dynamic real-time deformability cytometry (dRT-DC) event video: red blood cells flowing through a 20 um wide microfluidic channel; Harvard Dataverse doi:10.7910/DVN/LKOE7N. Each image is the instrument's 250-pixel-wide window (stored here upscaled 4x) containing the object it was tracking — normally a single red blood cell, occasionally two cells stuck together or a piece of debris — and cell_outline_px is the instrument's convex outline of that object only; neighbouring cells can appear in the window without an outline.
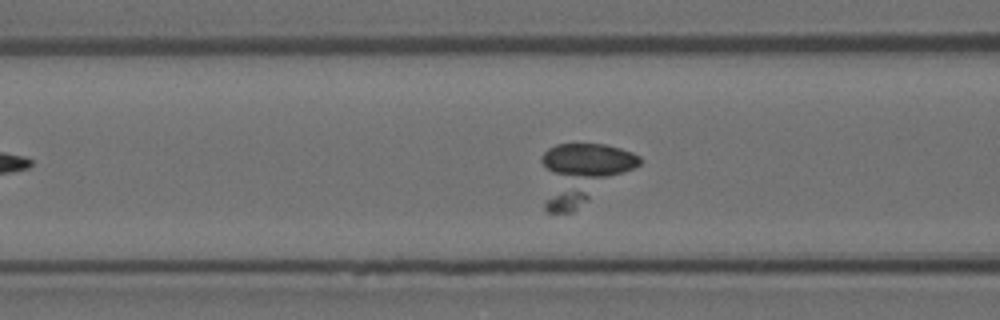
{"species": "Egyptian fruit bat (a non-hibernating species)", "species_latin": "Rousettus aegyptiacus", "temperature_condition": "room temperature", "stored_images_in_passage": 53, "camera_frame_rate_fps": 3000, "um_per_image_px": 0.085, "animal": {"sex": "female"}, "frame": {"image": 1, "passage_image": 15, "time_ms": 4.667, "image_size_px": [1000, 320], "cell_outline_px": [[640, 164], [572, 212], [548, 212], [544, 208], [540, 160], [540, 156], [548, 148], [556, 144], [604, 144], [620, 148], [632, 152], [640, 156]], "centroid_in_image_um": [49.4, 14.71], "position_along_channel_um": 117.2, "area_um2": 34.56}}
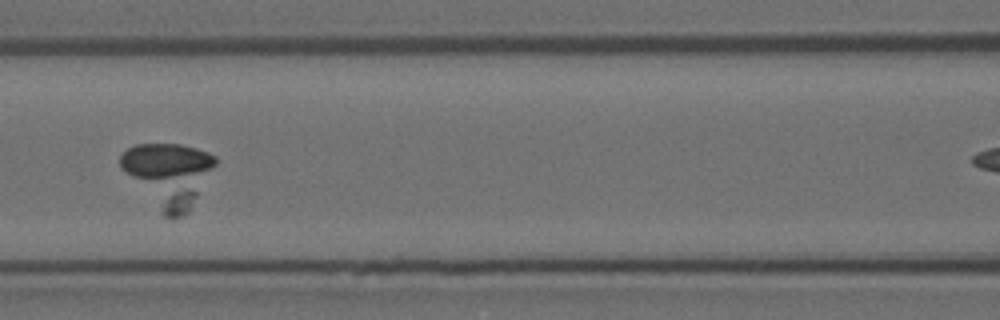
{"frame": {"image": 2, "passage_image": 18, "time_ms": 5.667, "image_size_px": [1000, 320], "cell_outline_px": [[216, 164], [188, 212], [184, 216], [172, 220], [168, 220], [164, 216], [120, 168], [120, 156], [128, 148], [136, 144], [180, 144], [196, 148], [208, 152], [216, 156]], "centroid_in_image_um": [14.32, 14.85], "position_along_channel_um": 152.3, "area_um2": 35.03}}